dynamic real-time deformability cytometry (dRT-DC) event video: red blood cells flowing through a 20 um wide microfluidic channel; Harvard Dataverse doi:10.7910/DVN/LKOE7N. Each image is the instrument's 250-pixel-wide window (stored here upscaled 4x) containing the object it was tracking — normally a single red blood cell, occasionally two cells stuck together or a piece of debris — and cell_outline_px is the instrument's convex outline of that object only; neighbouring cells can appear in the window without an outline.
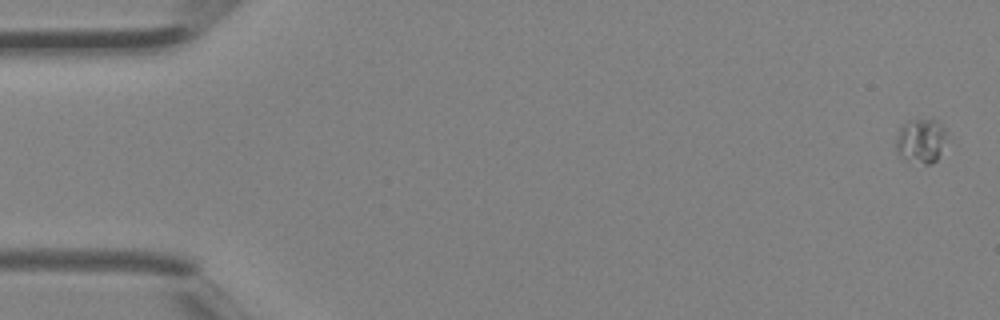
{"species": "Egyptian fruit bat (a non-hibernating species)", "species_latin": "Rousettus aegyptiacus", "temperature_condition": "room temperature", "stored_images_in_passage": 4, "camera_frame_rate_fps": 3000, "um_per_image_px": 0.085, "animal": {"sex": "female"}, "frame": {"image": 1, "passage_image": 1, "time_ms": 0.0, "image_size_px": [1000, 320], "cell_outline_px": [[948, 136], [936, 160], [932, 164], [908, 164], [896, 152], [896, 140], [900, 128], [908, 120], [936, 120], [944, 128]], "centroid_in_image_um": [78.26, 12.02], "position_along_channel_um": 6.7, "area_um2": 13.35}}